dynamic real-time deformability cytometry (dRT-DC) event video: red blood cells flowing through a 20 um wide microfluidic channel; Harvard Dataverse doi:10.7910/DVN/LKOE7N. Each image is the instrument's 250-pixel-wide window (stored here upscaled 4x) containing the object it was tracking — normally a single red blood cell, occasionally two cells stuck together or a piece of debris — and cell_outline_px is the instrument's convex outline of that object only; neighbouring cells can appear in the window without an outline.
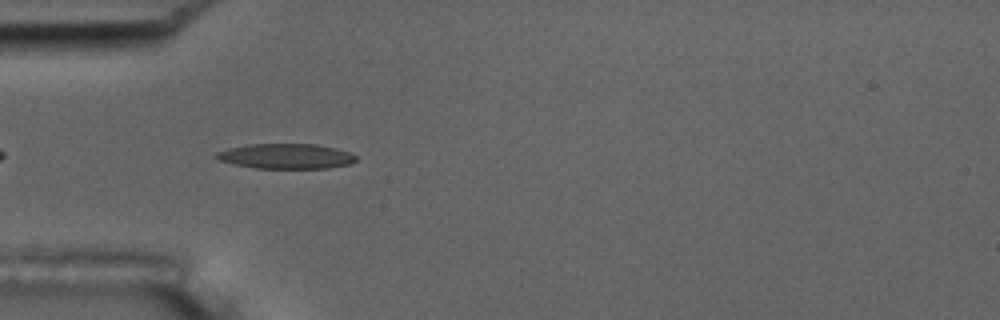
{"species": "common noctule bat (a hibernating species)", "species_latin": "Nyctalus noctula", "temperature_condition": "room temperature", "stored_images_in_passage": 15, "camera_frame_rate_fps": 3000, "um_per_image_px": 0.085, "animal": {"sex": "male", "body_mass_g": 17.5, "forearm_length_mm": 52.3}, "frame": {"image": 1, "passage_image": 3, "time_ms": 0.667, "image_size_px": [1000, 320], "cell_outline_px": [[356, 160], [352, 164], [328, 168], [252, 168], [220, 160], [212, 156], [216, 152], [228, 148], [248, 144], [316, 144], [348, 152], [356, 156]], "centroid_in_image_um": [24.28, 13.28], "position_along_channel_um": 60.7, "area_um2": 20.35}}
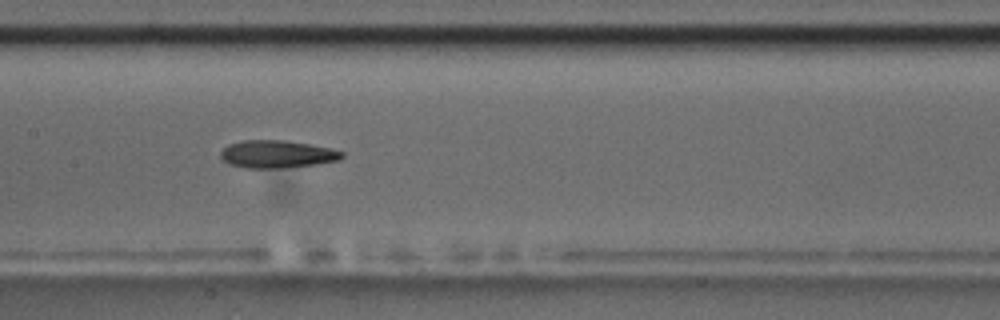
{"frame": {"image": 2, "passage_image": 13, "time_ms": 4.0, "image_size_px": [1000, 320], "cell_outline_px": [[344, 156], [340, 160], [316, 164], [280, 168], [244, 168], [228, 164], [220, 156], [220, 152], [228, 144], [244, 140], [284, 140], [308, 144], [328, 148], [344, 152]], "centroid_in_image_um": [23.52, 13.11], "position_along_channel_um": 183.9, "area_um2": 19.48}}